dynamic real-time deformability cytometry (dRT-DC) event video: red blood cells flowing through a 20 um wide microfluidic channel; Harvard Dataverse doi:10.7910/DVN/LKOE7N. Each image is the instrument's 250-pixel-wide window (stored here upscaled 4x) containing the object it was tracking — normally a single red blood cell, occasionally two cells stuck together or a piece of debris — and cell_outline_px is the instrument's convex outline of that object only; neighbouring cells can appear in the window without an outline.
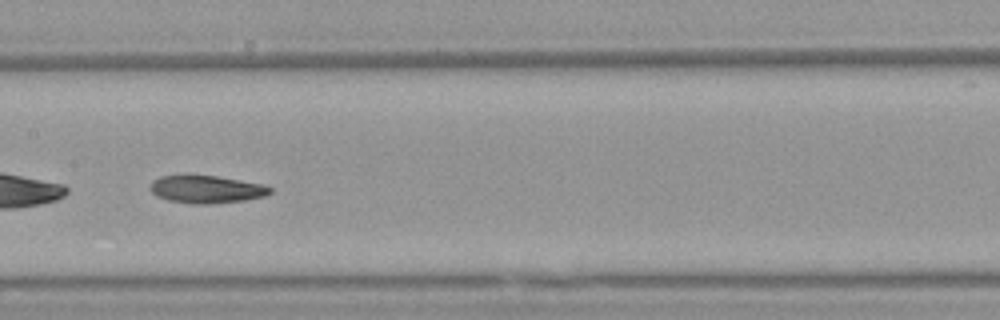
{"species": "Egyptian fruit bat (a non-hibernating species)", "species_latin": "Rousettus aegyptiacus", "temperature_condition": "warm", "stored_images_in_passage": 51, "segment_of_instrument_passage": [2, 2], "camera_frame_rate_fps": 3000, "um_per_image_px": 0.085, "animal": {"sex": "female"}, "frame": {"image": 1, "passage_image": 26, "time_ms": 8.333, "image_size_px": [1000, 320], "cell_outline_px": [[272, 192], [264, 196], [244, 200], [204, 204], [192, 204], [168, 200], [156, 196], [148, 188], [152, 180], [160, 176], [184, 172], [188, 172], [216, 176], [240, 180], [260, 184], [272, 188]], "centroid_in_image_um": [17.43, 16.04], "position_along_channel_um": 190.0, "area_um2": 19.94}}
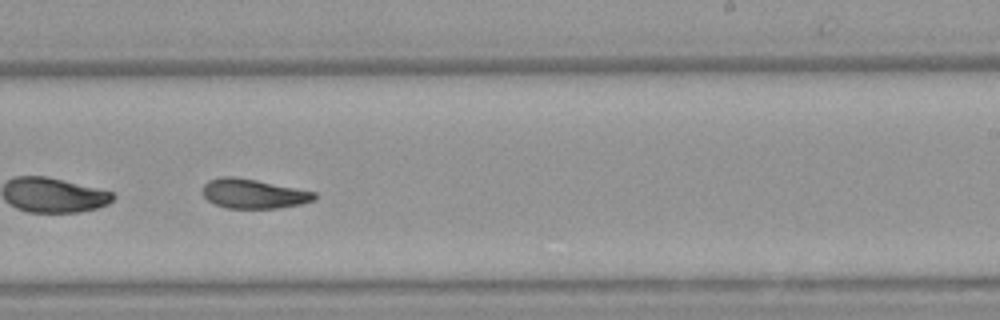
{"frame": {"image": 2, "passage_image": 32, "time_ms": 10.333, "image_size_px": [1000, 320], "cell_outline_px": [[316, 200], [300, 204], [276, 208], [228, 208], [216, 204], [208, 200], [200, 192], [204, 184], [208, 180], [220, 176], [232, 176], [256, 180], [316, 192]], "centroid_in_image_um": [21.51, 16.46], "position_along_channel_um": 267.5, "area_um2": 19.19}}